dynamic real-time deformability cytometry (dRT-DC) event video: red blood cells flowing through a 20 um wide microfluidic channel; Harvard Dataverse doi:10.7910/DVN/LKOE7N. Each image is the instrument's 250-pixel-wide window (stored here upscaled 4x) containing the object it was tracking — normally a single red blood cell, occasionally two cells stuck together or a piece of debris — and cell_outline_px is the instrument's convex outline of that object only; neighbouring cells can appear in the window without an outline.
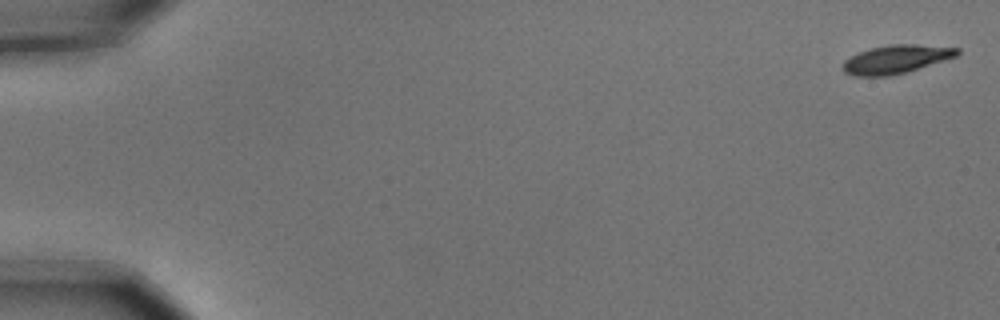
{"species": "common noctule bat (a hibernating species)", "species_latin": "Nyctalus noctula", "temperature_condition": "cold", "stored_images_in_passage": 6, "camera_frame_rate_fps": 3000, "um_per_image_px": 0.085, "animal": {"sex": "male", "body_mass_g": 15.6}, "frame": {"image": 1, "passage_image": 1, "time_ms": 0.0, "image_size_px": [1000, 320], "cell_outline_px": [[960, 52], [956, 56], [904, 72], [888, 76], [856, 76], [844, 72], [840, 68], [844, 60], [860, 52], [872, 48], [888, 44], [916, 44], [960, 48]], "centroid_in_image_um": [76.12, 5.03], "position_along_channel_um": 8.9, "area_um2": 18.67}}
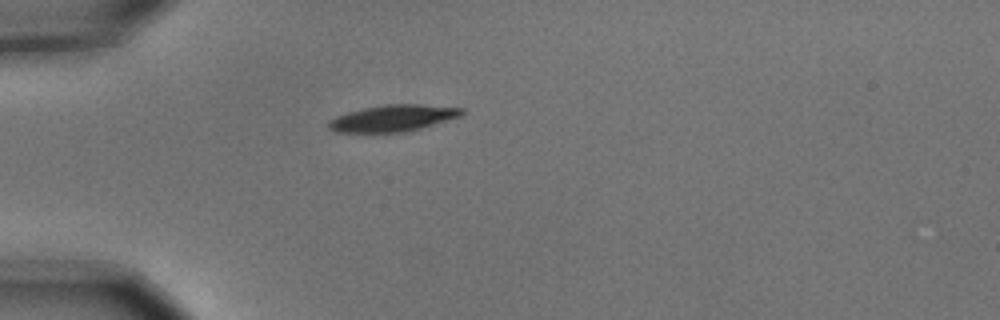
{"frame": {"image": 2, "passage_image": 5, "time_ms": 1.333, "image_size_px": [1000, 320], "cell_outline_px": [[464, 112], [460, 116], [420, 128], [404, 132], [336, 132], [328, 128], [328, 120], [336, 116], [348, 112], [364, 108], [384, 104], [420, 104], [464, 108]], "centroid_in_image_um": [33.37, 10.04], "position_along_channel_um": 51.6, "area_um2": 20.46}}